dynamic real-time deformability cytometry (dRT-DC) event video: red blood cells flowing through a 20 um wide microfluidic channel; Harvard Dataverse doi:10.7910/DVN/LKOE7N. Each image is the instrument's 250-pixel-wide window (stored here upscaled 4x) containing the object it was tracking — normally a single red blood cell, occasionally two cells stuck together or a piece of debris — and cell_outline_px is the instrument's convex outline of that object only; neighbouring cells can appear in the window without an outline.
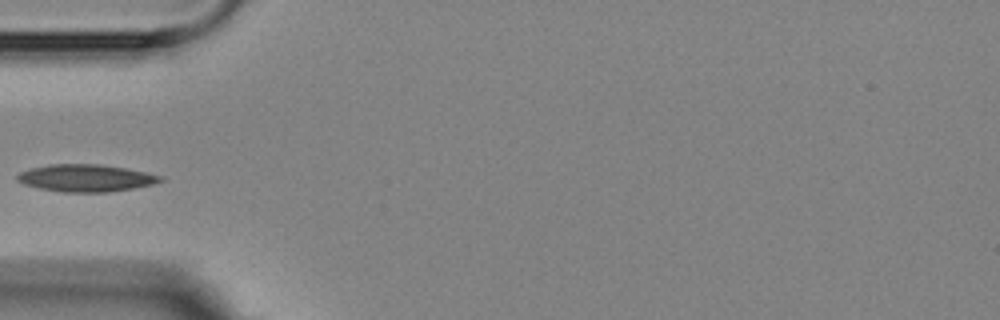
{"species": "Egyptian fruit bat (a non-hibernating species)", "species_latin": "Rousettus aegyptiacus", "temperature_condition": "room temperature", "stored_images_in_passage": 4, "camera_frame_rate_fps": 3000, "um_per_image_px": 0.085, "animal": {"sex": "female"}, "frame": {"image": 1, "passage_image": 4, "time_ms": 5.0, "image_size_px": [1000, 320], "cell_outline_px": [[164, 180], [152, 184], [132, 188], [108, 192], [60, 192], [40, 188], [24, 184], [16, 180], [16, 176], [20, 172], [28, 168], [48, 164], [100, 164], [124, 168], [144, 172], [160, 176]], "centroid_in_image_um": [7.23, 15.13], "position_along_channel_um": 77.8, "area_um2": 22.6}}